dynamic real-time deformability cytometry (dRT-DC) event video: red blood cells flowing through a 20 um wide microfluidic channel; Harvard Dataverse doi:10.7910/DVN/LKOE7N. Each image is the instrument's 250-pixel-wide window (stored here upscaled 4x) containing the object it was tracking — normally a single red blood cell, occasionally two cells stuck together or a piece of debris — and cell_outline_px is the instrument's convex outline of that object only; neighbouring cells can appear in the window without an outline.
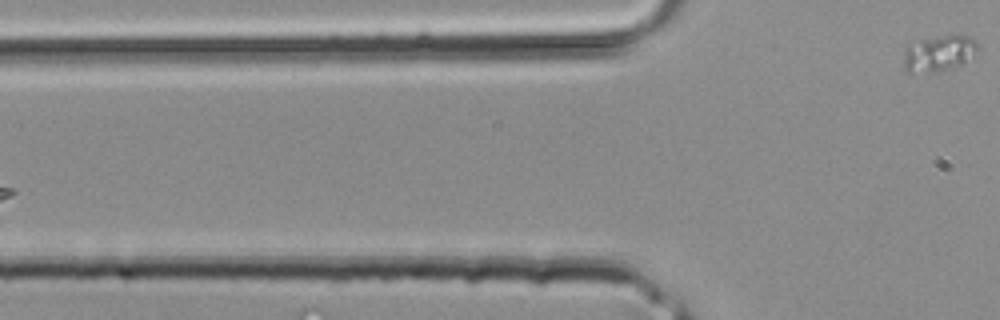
{"species": "common noctule bat (a hibernating species)", "species_latin": "Nyctalus noctula", "temperature_condition": "room temperature", "stored_images_in_passage": 4, "camera_frame_rate_fps": 3000, "um_per_image_px": 0.085, "animal": {"sex": "male", "body_mass_g": 20.4}, "frame": {"image": 1, "passage_image": 4, "time_ms": 1.0, "image_size_px": [1000, 320], "cell_outline_px": [[976, 52], [964, 64], [952, 68], [936, 72], [904, 72], [904, 48], [908, 44], [920, 40], [952, 32], [964, 32], [976, 40]], "centroid_in_image_um": [79.82, 4.48], "position_along_channel_um": 46.0, "area_um2": 16.3}}